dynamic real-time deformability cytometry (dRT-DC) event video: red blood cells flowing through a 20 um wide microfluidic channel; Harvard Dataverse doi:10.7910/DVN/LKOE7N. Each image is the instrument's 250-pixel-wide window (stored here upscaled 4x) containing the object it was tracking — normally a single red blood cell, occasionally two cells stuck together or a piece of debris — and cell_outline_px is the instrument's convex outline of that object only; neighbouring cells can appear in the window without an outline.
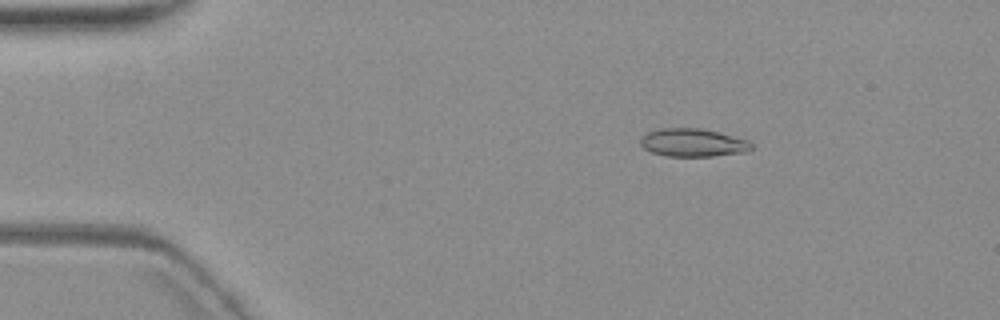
{"species": "common noctule bat (a hibernating species)", "species_latin": "Nyctalus noctula", "temperature_condition": "warm", "stored_images_in_passage": 5, "camera_frame_rate_fps": 3000, "um_per_image_px": 0.085, "animal": {"sex": "female", "body_mass_g": 19.3, "forearm_length_mm": 54.1}, "frame": {"image": 1, "passage_image": 3, "time_ms": 2.333, "image_size_px": [1000, 320], "cell_outline_px": [[752, 148], [744, 152], [712, 156], [664, 156], [652, 152], [644, 148], [640, 144], [640, 136], [648, 132], [660, 128], [700, 128], [748, 140], [752, 144]], "centroid_in_image_um": [58.84, 12.12], "position_along_channel_um": 26.2, "area_um2": 18.03}}